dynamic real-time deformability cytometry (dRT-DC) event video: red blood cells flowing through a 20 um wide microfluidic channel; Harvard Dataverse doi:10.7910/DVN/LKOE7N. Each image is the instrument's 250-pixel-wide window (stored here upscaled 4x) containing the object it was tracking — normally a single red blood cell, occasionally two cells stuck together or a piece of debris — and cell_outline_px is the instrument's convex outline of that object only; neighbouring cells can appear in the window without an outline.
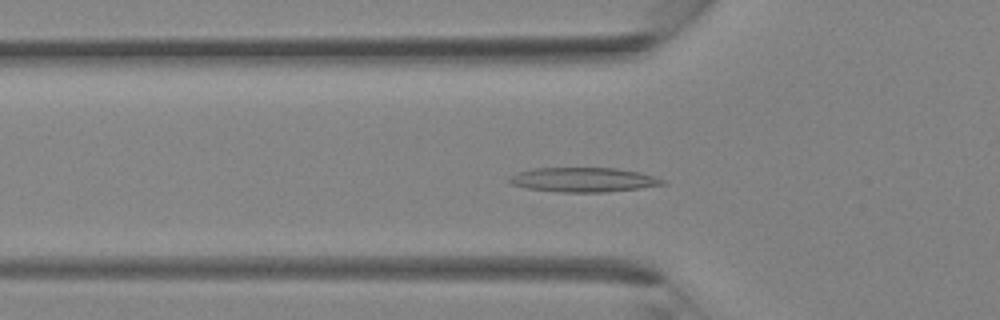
{"species": "Egyptian fruit bat (a non-hibernating species)", "species_latin": "Rousettus aegyptiacus", "temperature_condition": "room temperature", "stored_images_in_passage": 35, "camera_frame_rate_fps": 3000, "um_per_image_px": 0.085, "animal": {"sex": "female"}, "frame": {"image": 1, "passage_image": 10, "time_ms": 3.0, "image_size_px": [1000, 320], "cell_outline_px": [[668, 184], [640, 188], [604, 192], [560, 192], [524, 188], [512, 184], [504, 180], [516, 172], [532, 168], [616, 168], [640, 172], [664, 180]], "centroid_in_image_um": [49.53, 15.28], "position_along_channel_um": 76.3, "area_um2": 22.02}}
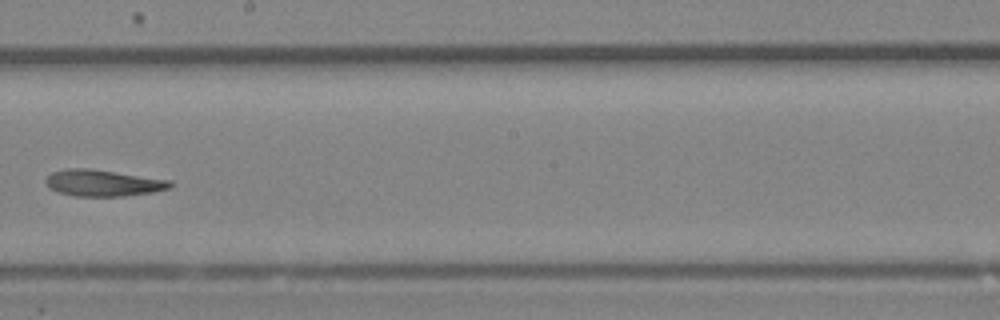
{"frame": {"image": 2, "passage_image": 19, "time_ms": 6.0, "image_size_px": [1000, 320], "cell_outline_px": [[176, 184], [172, 188], [152, 192], [124, 196], [76, 196], [56, 192], [44, 180], [52, 172], [64, 168], [88, 168], [172, 180]], "centroid_in_image_um": [8.81, 15.55], "position_along_channel_um": 239.4, "area_um2": 19.31}}
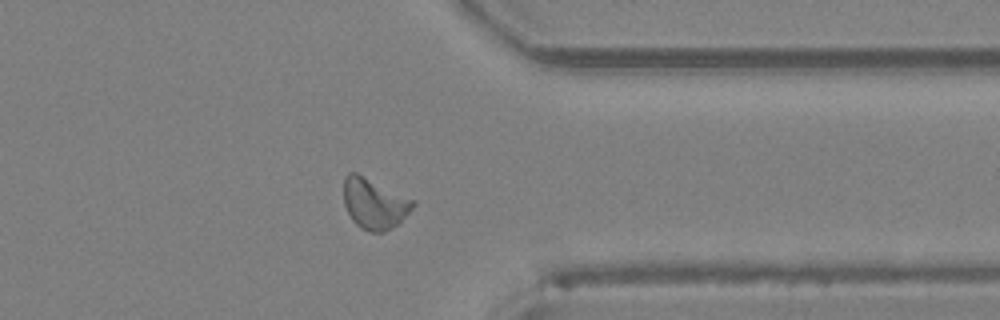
{"frame": {"image": 3, "passage_image": 27, "time_ms": 8.667, "image_size_px": [1000, 320], "cell_outline_px": [[416, 204], [392, 228], [384, 232], [372, 232], [360, 228], [352, 220], [344, 204], [344, 176], [348, 172], [356, 172], [416, 200]], "centroid_in_image_um": [31.8, 17.28], "position_along_channel_um": 379.6, "area_um2": 20.4}}